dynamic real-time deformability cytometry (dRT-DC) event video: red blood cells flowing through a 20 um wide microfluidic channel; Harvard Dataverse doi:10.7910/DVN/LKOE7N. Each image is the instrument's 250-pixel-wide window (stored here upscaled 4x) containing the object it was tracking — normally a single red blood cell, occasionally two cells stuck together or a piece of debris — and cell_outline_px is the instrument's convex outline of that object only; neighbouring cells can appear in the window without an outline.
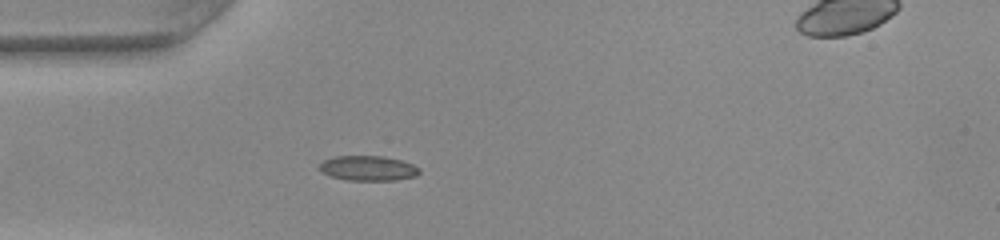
{"species": "common noctule bat (a hibernating species)", "species_latin": "Nyctalus noctula", "temperature_condition": "warm", "stored_images_in_passage": 45, "camera_frame_rate_fps": 3000, "um_per_image_px": 0.085, "animal": {"sex": "female", "body_mass_g": 22.0, "forearm_length_mm": 56.7}, "frame": {"image": 1, "passage_image": 9, "time_ms": 2.667, "image_size_px": [1000, 240], "cell_outline_px": [[420, 172], [416, 176], [396, 180], [348, 180], [332, 176], [324, 172], [320, 168], [320, 164], [324, 160], [336, 156], [380, 156], [400, 160], [412, 164], [420, 168]], "centroid_in_image_um": [31.33, 14.3], "position_along_channel_um": 53.7, "area_um2": 14.28}}
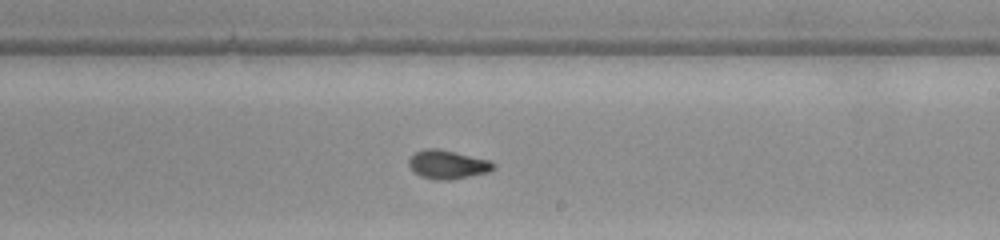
{"frame": {"image": 2, "passage_image": 24, "time_ms": 7.667, "image_size_px": [1000, 240], "cell_outline_px": [[496, 168], [488, 172], [452, 180], [436, 180], [420, 176], [408, 164], [408, 160], [416, 152], [428, 148], [436, 148], [488, 160], [496, 164]], "centroid_in_image_um": [38.06, 14.0], "position_along_channel_um": 250.9, "area_um2": 13.93}}
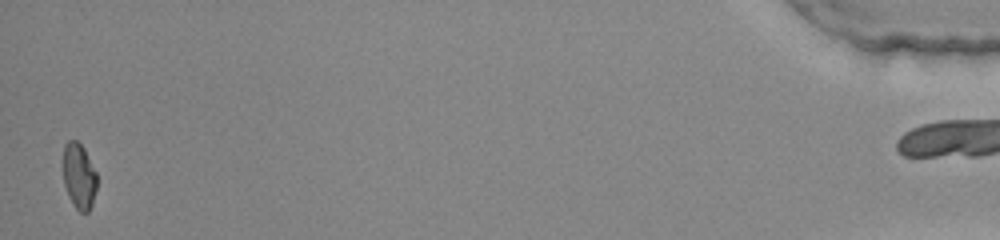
{"frame": {"image": 3, "passage_image": 44, "time_ms": 14.333, "image_size_px": [1000, 240], "cell_outline_px": [[96, 188], [92, 204], [88, 212], [80, 212], [72, 204], [68, 196], [64, 184], [64, 144], [68, 140], [76, 140], [84, 148], [96, 172]], "centroid_in_image_um": [6.71, 14.98], "position_along_channel_um": 428.5, "area_um2": 12.83}, "authors_computed_cell_mechanics": {"area_um2": 13.8142, "velocity_mm_per_s": 4.0865, "shape_relaxation_time_tau1_ms": null, "shape_relaxation_time_tau2_ms": 1.151, "deformation_change_tau1": null, "deformation_change_tau2": 0.0609}}